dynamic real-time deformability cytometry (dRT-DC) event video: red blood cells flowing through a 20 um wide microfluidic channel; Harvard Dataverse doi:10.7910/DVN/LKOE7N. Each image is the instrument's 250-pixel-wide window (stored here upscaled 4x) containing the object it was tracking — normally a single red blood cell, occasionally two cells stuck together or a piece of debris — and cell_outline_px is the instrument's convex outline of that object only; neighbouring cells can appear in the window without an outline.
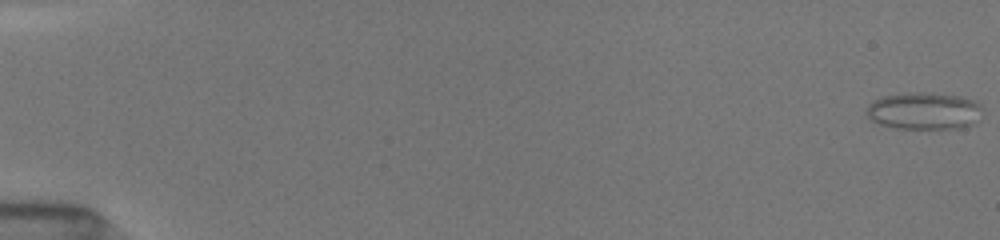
{"species": "common noctule bat (a hibernating species)", "species_latin": "Nyctalus noctula", "temperature_condition": "room temperature", "stored_images_in_passage": 23, "camera_frame_rate_fps": 3000, "um_per_image_px": 0.085, "animal": {"sex": "female", "body_mass_g": 19.5, "forearm_length_mm": 54.1}, "frame": {"image": 1, "passage_image": 1, "time_ms": 0.0, "image_size_px": [1000, 240], "cell_outline_px": [[980, 108], [972, 124], [956, 128], [896, 128], [880, 124], [872, 120], [868, 116], [868, 108], [876, 100], [884, 96], [916, 92], [924, 92], [960, 96], [972, 100], [980, 104]], "centroid_in_image_um": [78.52, 9.42], "position_along_channel_um": 6.5, "area_um2": 24.22}}
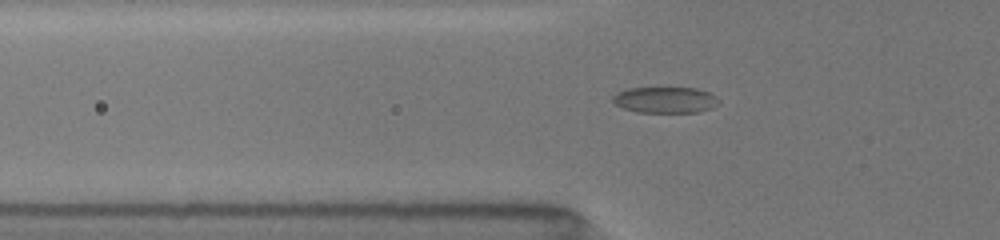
{"frame": {"image": 2, "passage_image": 20, "time_ms": 6.0, "image_size_px": [1000, 240], "cell_outline_px": [[720, 104], [712, 108], [696, 112], [636, 112], [624, 108], [616, 104], [612, 100], [612, 96], [616, 92], [628, 88], [696, 88], [708, 92], [716, 96], [720, 100]], "centroid_in_image_um": [56.56, 8.49], "position_along_channel_um": 69.2, "area_um2": 16.18}}